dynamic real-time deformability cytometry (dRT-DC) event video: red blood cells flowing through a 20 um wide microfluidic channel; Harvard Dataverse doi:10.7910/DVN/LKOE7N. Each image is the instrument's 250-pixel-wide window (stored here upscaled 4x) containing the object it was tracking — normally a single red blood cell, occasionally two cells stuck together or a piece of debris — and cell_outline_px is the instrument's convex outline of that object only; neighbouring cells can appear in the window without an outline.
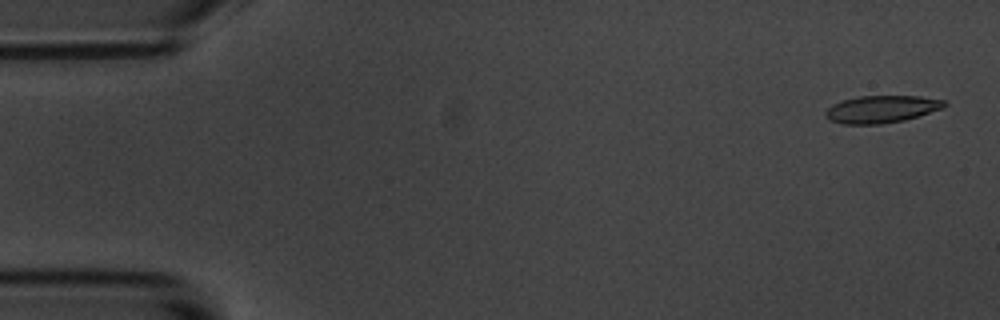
{"species": "common noctule bat (a hibernating species)", "species_latin": "Nyctalus noctula", "temperature_condition": "room temperature", "stored_images_in_passage": 5, "camera_frame_rate_fps": 3000, "um_per_image_px": 0.085, "animal": {"sex": "male", "body_mass_g": 20.1, "forearm_length_mm": 53.5}, "frame": {"image": 1, "passage_image": 1, "time_ms": 0.0, "image_size_px": [1000, 320], "cell_outline_px": [[948, 104], [940, 108], [904, 120], [880, 124], [840, 124], [828, 120], [824, 116], [824, 112], [832, 104], [844, 100], [860, 96], [920, 96], [944, 100]], "centroid_in_image_um": [74.85, 9.28], "position_along_channel_um": 10.1, "area_um2": 18.79}}
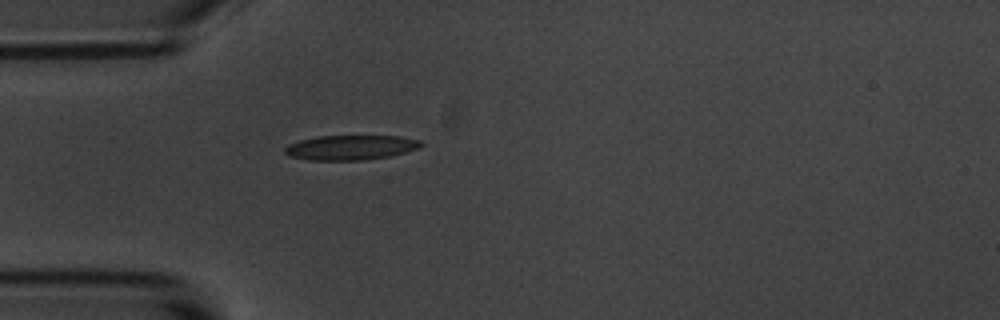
{"frame": {"image": 2, "passage_image": 5, "time_ms": 4.667, "image_size_px": [1000, 320], "cell_outline_px": [[424, 144], [416, 148], [404, 152], [388, 156], [360, 160], [308, 160], [288, 156], [284, 152], [284, 148], [288, 144], [300, 140], [316, 136], [400, 136], [420, 140]], "centroid_in_image_um": [29.74, 12.53], "position_along_channel_um": 55.3, "area_um2": 19.54}}